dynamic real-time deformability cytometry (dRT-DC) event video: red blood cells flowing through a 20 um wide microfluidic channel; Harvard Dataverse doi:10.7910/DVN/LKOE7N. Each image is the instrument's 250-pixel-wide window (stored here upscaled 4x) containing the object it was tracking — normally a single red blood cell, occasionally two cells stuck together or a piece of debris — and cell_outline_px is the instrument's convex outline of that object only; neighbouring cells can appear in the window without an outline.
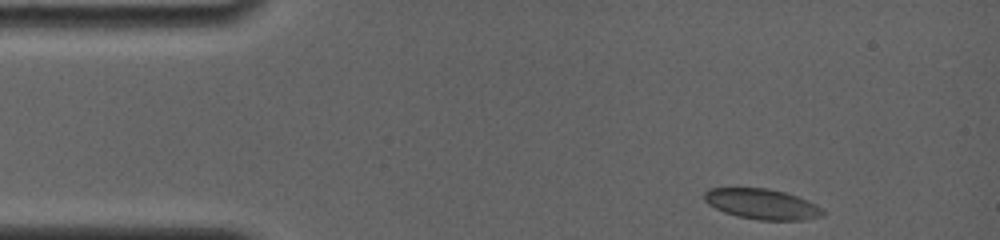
{"species": "common noctule bat (a hibernating species)", "species_latin": "Nyctalus noctula", "temperature_condition": "room temperature", "stored_images_in_passage": 20, "camera_frame_rate_fps": 4000, "um_per_image_px": 0.085, "animal": {"sex": "female", "body_mass_g": 19.0, "forearm_length_mm": 56.7}, "frame": {"image": 1, "passage_image": 1, "time_ms": 0.0, "image_size_px": [1000, 240], "cell_outline_px": [[824, 216], [804, 220], [760, 220], [736, 216], [724, 212], [708, 204], [704, 200], [704, 192], [708, 188], [768, 188], [784, 192], [808, 200], [816, 204], [824, 212]], "centroid_in_image_um": [64.76, 17.34], "position_along_channel_um": 20.2, "area_um2": 21.04}}
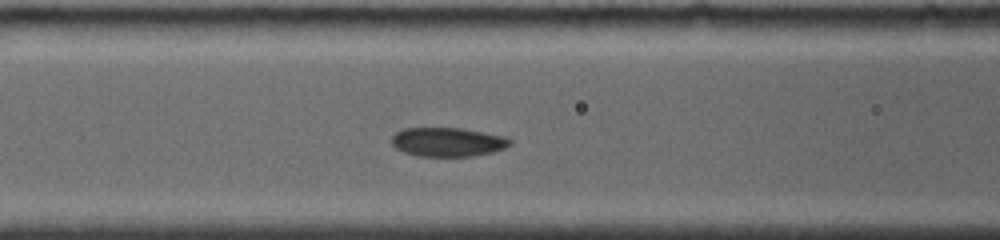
{"frame": {"image": 2, "passage_image": 14, "time_ms": 4.75, "image_size_px": [1000, 240], "cell_outline_px": [[512, 144], [504, 148], [492, 152], [472, 156], [416, 156], [404, 152], [396, 148], [392, 144], [392, 136], [396, 132], [404, 128], [460, 128], [504, 136], [512, 140]], "centroid_in_image_um": [38.05, 12.07], "position_along_channel_um": 128.6, "area_um2": 19.94}}
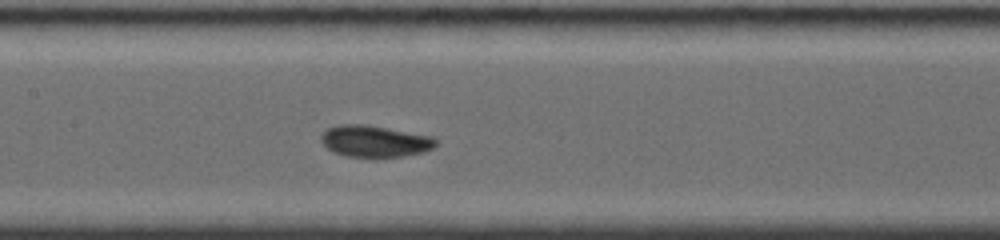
{"frame": {"image": 3, "passage_image": 20, "time_ms": 6.0, "image_size_px": [1000, 240], "cell_outline_px": [[436, 144], [432, 148], [424, 152], [404, 156], [348, 156], [332, 152], [320, 140], [320, 136], [328, 128], [340, 124], [360, 124], [432, 136], [436, 140]], "centroid_in_image_um": [31.83, 12.0], "position_along_channel_um": 175.6, "area_um2": 20.63}}